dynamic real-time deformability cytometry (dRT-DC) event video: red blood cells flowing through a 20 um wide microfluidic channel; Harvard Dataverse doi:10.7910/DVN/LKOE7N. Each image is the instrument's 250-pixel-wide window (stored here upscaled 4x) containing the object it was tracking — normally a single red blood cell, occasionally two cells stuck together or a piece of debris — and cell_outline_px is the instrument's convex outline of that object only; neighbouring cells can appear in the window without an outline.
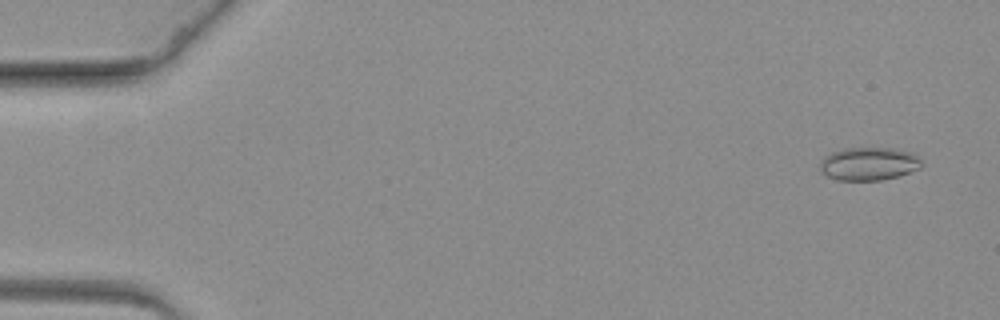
{"species": "common noctule bat (a hibernating species)", "species_latin": "Nyctalus noctula", "temperature_condition": "warm", "stored_images_in_passage": 63, "camera_frame_rate_fps": 3000, "um_per_image_px": 0.085, "animal": {"sex": "female", "body_mass_g": 19.3, "forearm_length_mm": 54.1}, "frame": {"image": 1, "passage_image": 4, "time_ms": 1.0, "image_size_px": [1000, 320], "cell_outline_px": [[920, 168], [900, 176], [880, 180], [836, 180], [820, 172], [820, 160], [824, 156], [832, 152], [844, 148], [896, 148], [912, 152], [920, 160]], "centroid_in_image_um": [73.82, 13.92], "position_along_channel_um": 11.2, "area_um2": 19.71}}
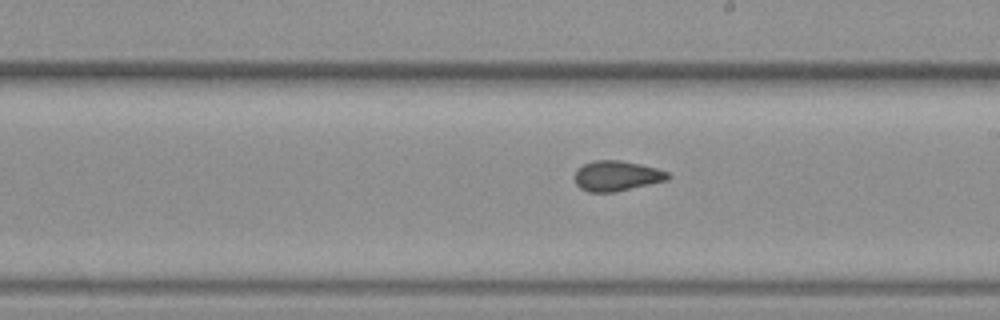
{"frame": {"image": 2, "passage_image": 37, "time_ms": 12.0, "image_size_px": [1000, 320], "cell_outline_px": [[672, 176], [668, 180], [616, 192], [588, 192], [580, 188], [576, 184], [572, 176], [576, 168], [592, 160], [620, 160], [640, 164], [656, 168], [668, 172]], "centroid_in_image_um": [52.38, 14.95], "position_along_channel_um": 236.6, "area_um2": 16.76}}
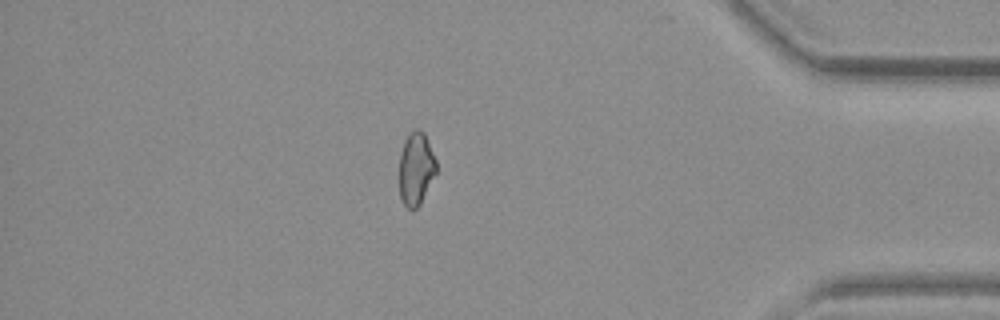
{"frame": {"image": 3, "passage_image": 55, "time_ms": 18.0, "image_size_px": [1000, 320], "cell_outline_px": [[436, 172], [420, 204], [416, 208], [408, 208], [404, 204], [400, 196], [400, 152], [404, 140], [408, 132], [412, 128], [420, 128], [424, 132], [436, 160]], "centroid_in_image_um": [35.35, 14.26], "position_along_channel_um": 399.8, "area_um2": 15.72}}